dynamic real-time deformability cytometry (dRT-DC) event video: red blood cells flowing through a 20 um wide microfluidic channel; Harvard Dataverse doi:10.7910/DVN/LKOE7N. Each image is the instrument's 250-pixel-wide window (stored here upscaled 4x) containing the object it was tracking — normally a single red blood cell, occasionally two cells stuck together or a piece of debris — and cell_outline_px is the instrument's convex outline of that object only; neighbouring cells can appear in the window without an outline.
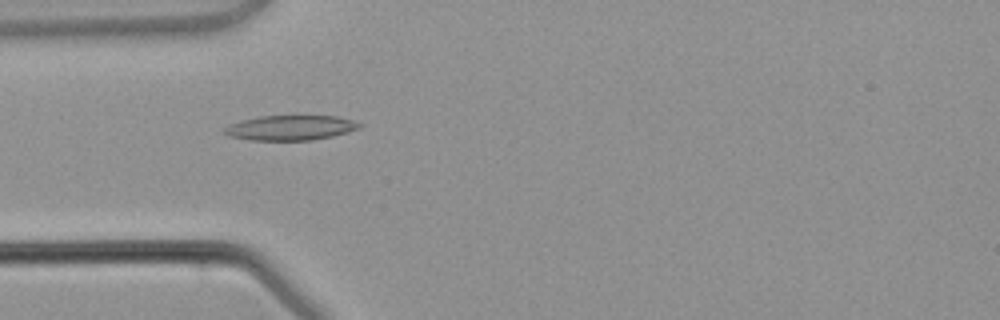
{"species": "common noctule bat (a hibernating species)", "species_latin": "Nyctalus noctula", "temperature_condition": "warm", "stored_images_in_passage": 5, "camera_frame_rate_fps": 3000, "um_per_image_px": 0.085, "animal": {"sex": "male", "body_mass_g": 21.5, "forearm_length_mm": 52.0}, "frame": {"image": 1, "passage_image": 4, "time_ms": 3.667, "image_size_px": [1000, 320], "cell_outline_px": [[364, 124], [360, 128], [348, 132], [332, 136], [312, 140], [252, 140], [228, 136], [224, 132], [224, 128], [232, 124], [244, 120], [260, 116], [336, 116], [352, 120]], "centroid_in_image_um": [24.74, 10.86], "position_along_channel_um": 60.3, "area_um2": 19.42}}
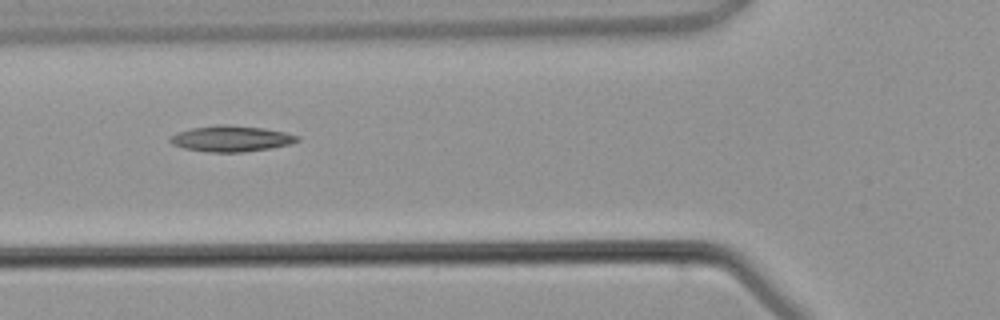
{"frame": {"image": 2, "passage_image": 5, "time_ms": 4.667, "image_size_px": [1000, 320], "cell_outline_px": [[300, 140], [288, 144], [272, 148], [244, 152], [208, 152], [184, 148], [172, 144], [168, 140], [168, 136], [176, 132], [192, 128], [216, 124], [220, 124], [264, 128], [284, 132], [300, 136]], "centroid_in_image_um": [19.61, 11.78], "position_along_channel_um": 106.2, "area_um2": 19.31}}